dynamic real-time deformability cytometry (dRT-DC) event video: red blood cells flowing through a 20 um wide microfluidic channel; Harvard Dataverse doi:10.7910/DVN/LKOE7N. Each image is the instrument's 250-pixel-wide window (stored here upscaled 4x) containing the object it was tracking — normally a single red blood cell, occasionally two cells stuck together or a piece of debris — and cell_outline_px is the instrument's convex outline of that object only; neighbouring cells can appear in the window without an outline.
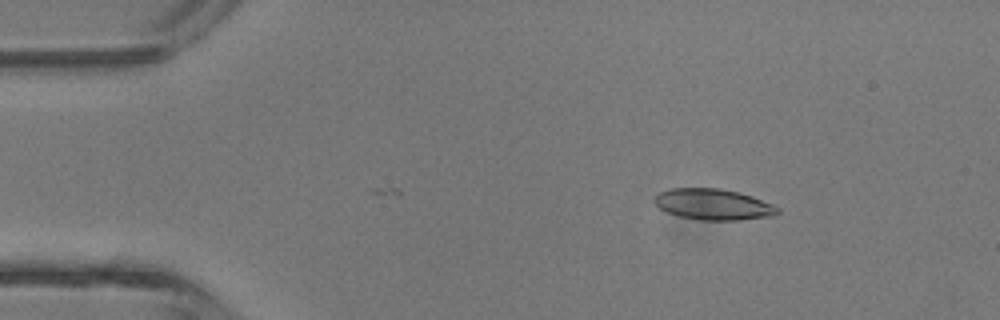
{"species": "common noctule bat (a hibernating species)", "species_latin": "Nyctalus noctula", "temperature_condition": "room temperature", "stored_images_in_passage": 4, "camera_frame_rate_fps": 3000, "um_per_image_px": 0.085, "animal": {"sex": "male", "body_mass_g": 13.3}, "frame": {"image": 1, "passage_image": 1, "time_ms": 0.0, "image_size_px": [1000, 320], "cell_outline_px": [[780, 212], [772, 216], [740, 220], [700, 220], [680, 216], [668, 212], [660, 208], [652, 200], [660, 192], [668, 188], [720, 188], [752, 196], [772, 204], [780, 208]], "centroid_in_image_um": [60.64, 17.37], "position_along_channel_um": 24.4, "area_um2": 22.2}}
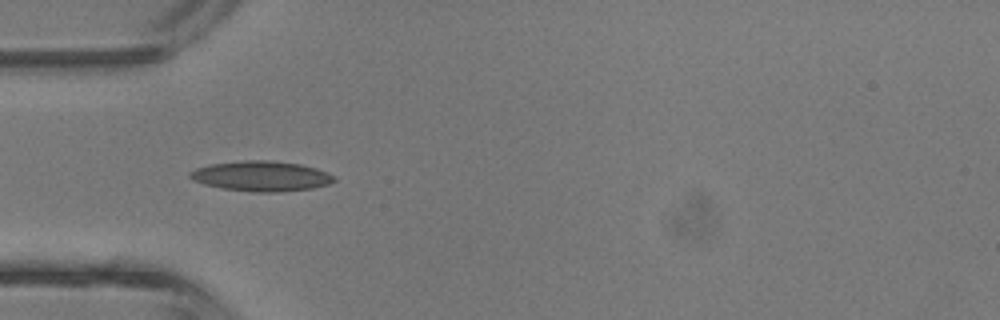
{"frame": {"image": 2, "passage_image": 3, "time_ms": 2.333, "image_size_px": [1000, 320], "cell_outline_px": [[336, 180], [328, 184], [312, 188], [276, 192], [252, 192], [220, 188], [204, 184], [192, 180], [188, 176], [188, 172], [196, 168], [212, 164], [244, 160], [272, 160], [300, 164], [316, 168], [328, 172], [336, 176]], "centroid_in_image_um": [22.2, 14.97], "position_along_channel_um": 62.8, "area_um2": 25.49}}
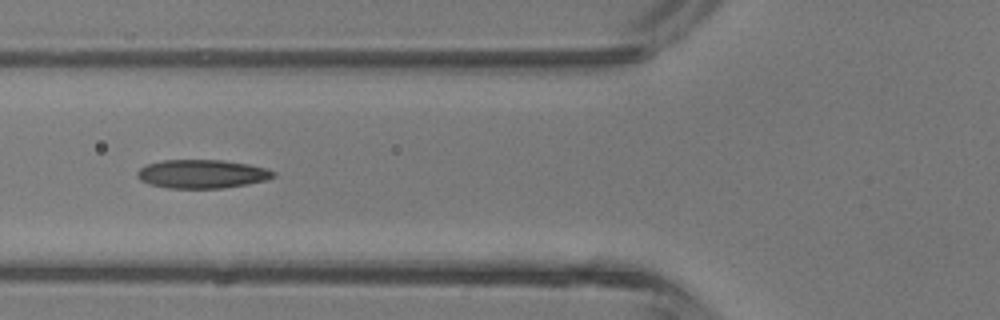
{"frame": {"image": 3, "passage_image": 4, "time_ms": 3.333, "image_size_px": [1000, 320], "cell_outline_px": [[276, 176], [268, 180], [248, 184], [224, 188], [168, 188], [148, 184], [140, 180], [136, 176], [136, 172], [140, 168], [148, 164], [164, 160], [220, 160], [248, 164], [264, 168], [276, 172]], "centroid_in_image_um": [17.17, 14.79], "position_along_channel_um": 108.6, "area_um2": 22.77}}